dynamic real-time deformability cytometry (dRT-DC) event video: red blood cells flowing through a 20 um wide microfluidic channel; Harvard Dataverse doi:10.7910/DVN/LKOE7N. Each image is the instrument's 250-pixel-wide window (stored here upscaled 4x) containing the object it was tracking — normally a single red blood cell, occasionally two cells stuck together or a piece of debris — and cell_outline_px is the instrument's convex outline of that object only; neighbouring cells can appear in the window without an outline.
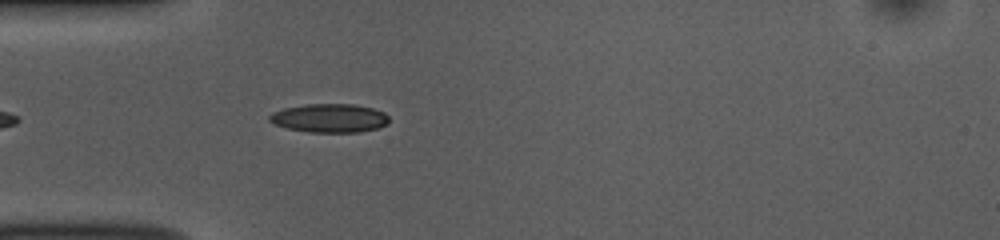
{"species": "common noctule bat (a hibernating species)", "species_latin": "Nyctalus noctula", "temperature_condition": "room temperature", "stored_images_in_passage": 10, "camera_frame_rate_fps": 3000, "um_per_image_px": 0.085, "animal": {"sex": "female", "body_mass_g": 10.0, "forearm_length_mm": 53.1}, "frame": {"image": 1, "passage_image": 6, "time_ms": 1.667, "image_size_px": [1000, 240], "cell_outline_px": [[388, 124], [376, 128], [360, 132], [308, 132], [284, 128], [268, 120], [268, 116], [272, 112], [284, 108], [308, 104], [352, 104], [372, 108], [384, 112], [388, 116]], "centroid_in_image_um": [27.99, 10.04], "position_along_channel_um": 57.0, "area_um2": 20.0}}